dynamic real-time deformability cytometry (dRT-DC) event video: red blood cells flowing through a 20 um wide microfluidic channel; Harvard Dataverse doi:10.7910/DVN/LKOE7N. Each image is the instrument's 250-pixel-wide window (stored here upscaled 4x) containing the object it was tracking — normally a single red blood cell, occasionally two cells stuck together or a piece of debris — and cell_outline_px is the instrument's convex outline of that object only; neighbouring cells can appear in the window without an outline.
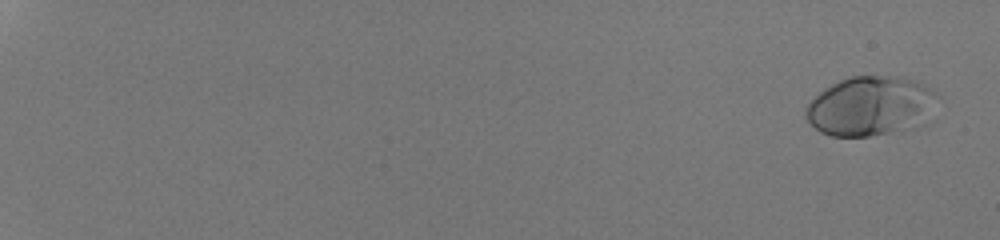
{"species": "human", "species_latin": "Homo sapiens", "temperature_condition": "room temperature", "stored_images_in_passage": 55, "camera_frame_rate_fps": 3000, "um_per_image_px": 0.085, "donor": {"sex": "male"}, "frame": {"image": 1, "passage_image": 3, "time_ms": 0.667, "image_size_px": [1000, 240], "cell_outline_px": [[932, 92], [928, 120], [924, 124], [912, 128], [868, 136], [832, 136], [820, 132], [804, 116], [804, 112], [808, 104], [824, 88], [840, 80], [852, 76], [896, 76], [912, 80], [928, 88]], "centroid_in_image_um": [73.9, 9.03], "position_along_channel_um": 11.1, "area_um2": 44.62}}
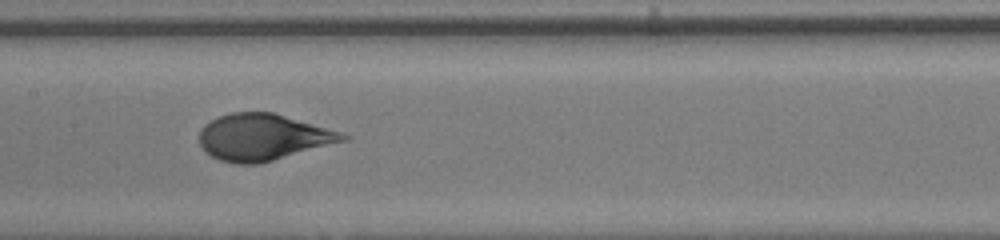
{"frame": {"image": 2, "passage_image": 33, "time_ms": 10.667, "image_size_px": [1000, 240], "cell_outline_px": [[352, 136], [348, 140], [260, 164], [236, 164], [220, 160], [204, 152], [200, 144], [200, 128], [204, 124], [220, 116], [232, 112], [272, 112], [340, 132]], "centroid_in_image_um": [22.34, 11.67], "position_along_channel_um": 185.1, "area_um2": 38.78}}
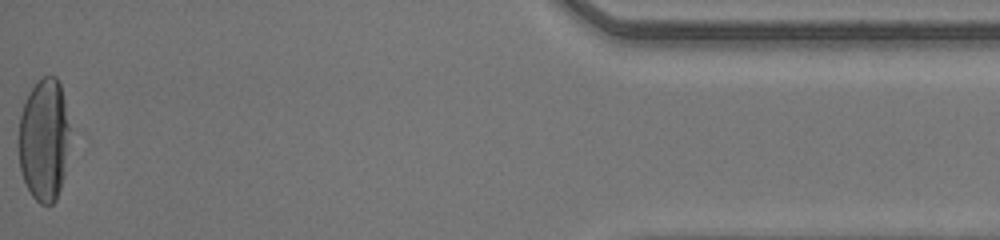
{"frame": {"image": 3, "passage_image": 55, "time_ms": 18.0, "image_size_px": [1000, 240], "cell_outline_px": [[72, 132], [64, 176], [56, 200], [52, 204], [40, 204], [32, 196], [24, 180], [20, 168], [20, 116], [28, 92], [44, 76], [56, 76], [60, 84]], "centroid_in_image_um": [3.79, 11.89], "position_along_channel_um": 431.4, "area_um2": 36.76}, "authors_computed_cell_mechanics": {"area_um2": 39.7086, "velocity_mm_per_s": 4.201, "shape_relaxation_time_tau1_ms": 5.4783, "shape_relaxation_time_tau2_ms": null, "deformation_change_tau1": 0.2401, "deformation_change_tau2": null}}